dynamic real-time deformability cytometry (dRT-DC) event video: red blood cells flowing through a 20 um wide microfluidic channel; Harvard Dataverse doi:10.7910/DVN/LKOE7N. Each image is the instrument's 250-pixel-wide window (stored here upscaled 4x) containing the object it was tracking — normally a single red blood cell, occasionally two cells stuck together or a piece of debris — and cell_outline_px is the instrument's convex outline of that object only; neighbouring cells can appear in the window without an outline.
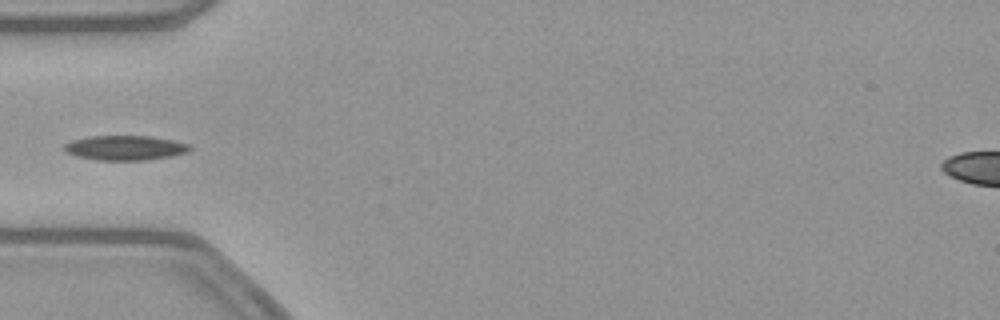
{"species": "common noctule bat (a hibernating species)", "species_latin": "Nyctalus noctula", "temperature_condition": "warm", "stored_images_in_passage": 37, "camera_frame_rate_fps": 3000, "um_per_image_px": 0.085, "animal": {"sex": "female", "body_mass_g": 21.9}, "frame": {"image": 1, "passage_image": 1, "time_ms": 0.0, "image_size_px": [1000, 320], "cell_outline_px": [[192, 148], [188, 152], [172, 156], [148, 160], [96, 160], [76, 156], [64, 152], [60, 148], [64, 144], [72, 140], [92, 136], [148, 136], [172, 140], [188, 144]], "centroid_in_image_um": [10.59, 12.57], "position_along_channel_um": 74.4, "area_um2": 18.21}}
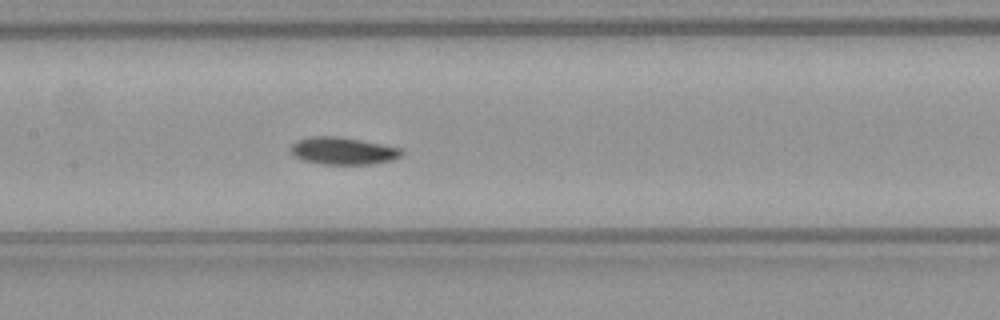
{"frame": {"image": 2, "passage_image": 9, "time_ms": 2.667, "image_size_px": [1000, 320], "cell_outline_px": [[404, 152], [400, 156], [392, 160], [372, 164], [320, 164], [304, 160], [292, 156], [288, 152], [292, 144], [296, 140], [312, 136], [336, 136], [360, 140], [404, 148]], "centroid_in_image_um": [29.13, 12.82], "position_along_channel_um": 178.3, "area_um2": 17.86}}
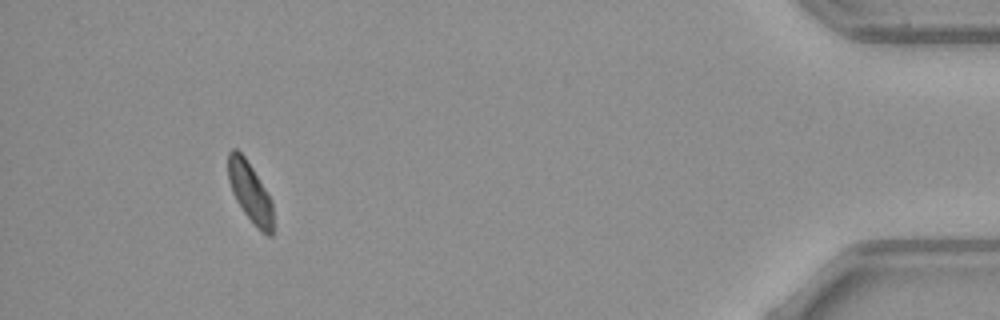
{"frame": {"image": 3, "passage_image": 33, "time_ms": 10.667, "image_size_px": [1000, 320], "cell_outline_px": [[272, 236], [268, 236], [260, 232], [244, 212], [236, 200], [232, 192], [228, 180], [228, 152], [232, 148], [236, 148], [244, 156], [252, 168], [272, 200]], "centroid_in_image_um": [21.24, 16.34], "position_along_channel_um": 414.0, "area_um2": 15.61}}